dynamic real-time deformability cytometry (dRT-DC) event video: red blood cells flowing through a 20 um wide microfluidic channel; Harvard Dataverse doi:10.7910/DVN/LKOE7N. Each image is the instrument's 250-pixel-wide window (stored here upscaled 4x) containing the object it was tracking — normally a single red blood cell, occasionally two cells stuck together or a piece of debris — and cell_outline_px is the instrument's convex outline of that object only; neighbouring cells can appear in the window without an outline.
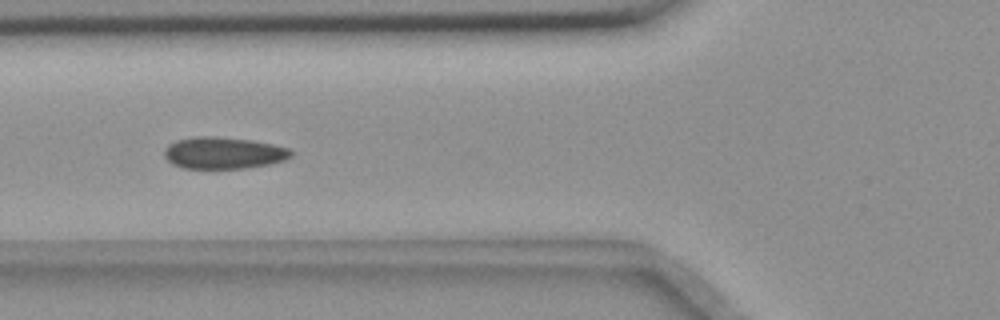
{"species": "common noctule bat (a hibernating species)", "species_latin": "Nyctalus noctula", "temperature_condition": "room temperature", "stored_images_in_passage": 8, "camera_frame_rate_fps": 3000, "um_per_image_px": 0.085, "animal": {"sex": "female", "body_mass_g": 18.4}, "frame": {"image": 1, "passage_image": 4, "time_ms": 3.333, "image_size_px": [1000, 320], "cell_outline_px": [[292, 156], [284, 160], [268, 164], [244, 168], [184, 168], [172, 164], [164, 156], [164, 148], [168, 144], [176, 140], [192, 136], [216, 136], [252, 140], [272, 144], [288, 148], [292, 152]], "centroid_in_image_um": [18.96, 12.98], "position_along_channel_um": 106.8, "area_um2": 23.52}}
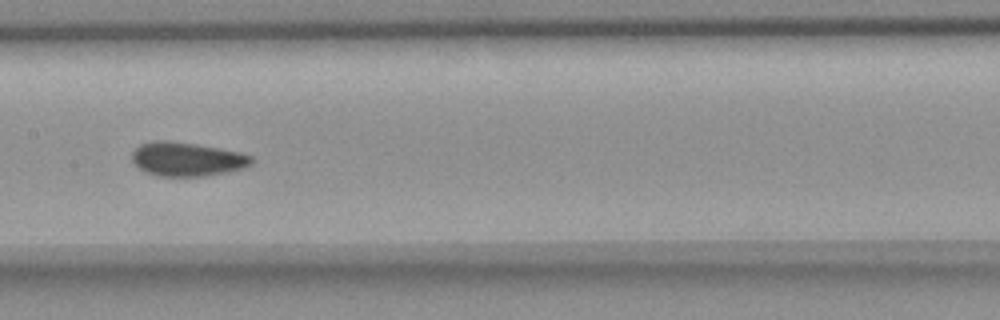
{"frame": {"image": 2, "passage_image": 6, "time_ms": 5.667, "image_size_px": [1000, 320], "cell_outline_px": [[256, 160], [252, 164], [244, 168], [204, 176], [156, 176], [140, 168], [132, 160], [132, 152], [140, 144], [152, 140], [172, 140], [220, 148], [240, 152], [252, 156]], "centroid_in_image_um": [15.91, 13.51], "position_along_channel_um": 191.5, "area_um2": 23.76}}
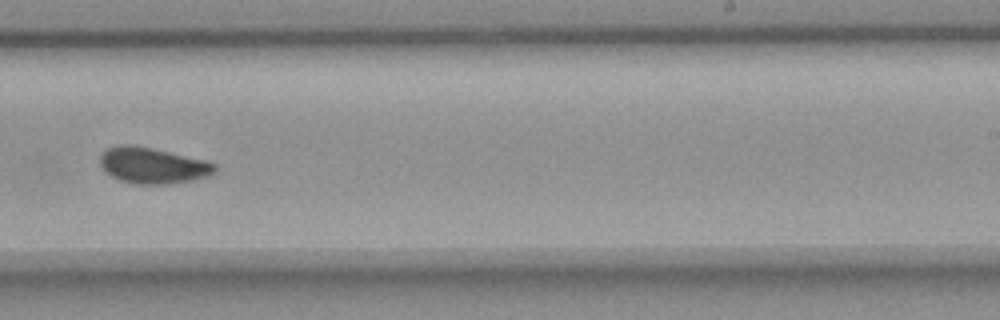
{"frame": {"image": 3, "passage_image": 8, "time_ms": 8.0, "image_size_px": [1000, 320], "cell_outline_px": [[216, 168], [208, 176], [168, 184], [132, 184], [120, 180], [112, 176], [100, 164], [100, 156], [108, 148], [116, 144], [132, 144], [152, 148], [208, 160], [216, 164]], "centroid_in_image_um": [12.97, 14.05], "position_along_channel_um": 276.0, "area_um2": 23.99}}